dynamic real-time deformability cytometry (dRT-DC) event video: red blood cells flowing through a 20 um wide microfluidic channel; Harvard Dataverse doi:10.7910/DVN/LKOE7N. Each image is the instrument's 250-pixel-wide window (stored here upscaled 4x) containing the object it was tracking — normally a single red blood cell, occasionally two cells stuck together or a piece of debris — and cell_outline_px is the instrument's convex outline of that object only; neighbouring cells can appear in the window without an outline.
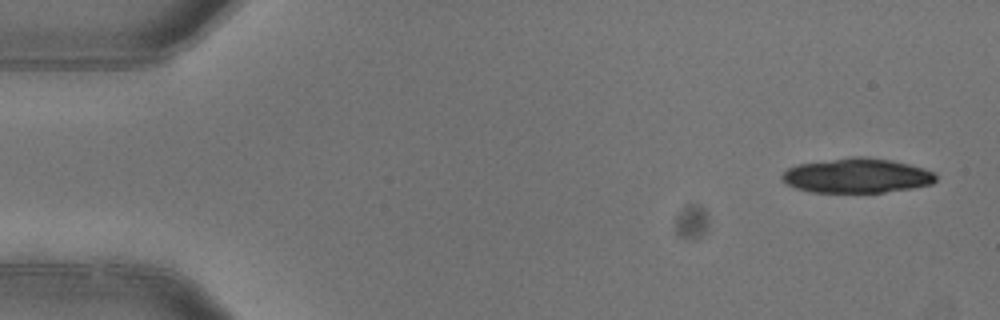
{"species": "common noctule bat (a hibernating species)", "species_latin": "Nyctalus noctula", "temperature_condition": "warm", "stored_images_in_passage": 6, "camera_frame_rate_fps": 3000, "um_per_image_px": 0.085, "animal": {"sex": "female"}, "frame": {"image": 1, "passage_image": 1, "time_ms": 0.0, "image_size_px": [1000, 320], "cell_outline_px": [[936, 180], [932, 184], [912, 188], [884, 192], [812, 192], [796, 188], [780, 180], [780, 176], [788, 168], [796, 164], [852, 156], [864, 156], [892, 160], [924, 168], [936, 172]], "centroid_in_image_um": [72.83, 14.92], "position_along_channel_um": 12.2, "area_um2": 31.27}}
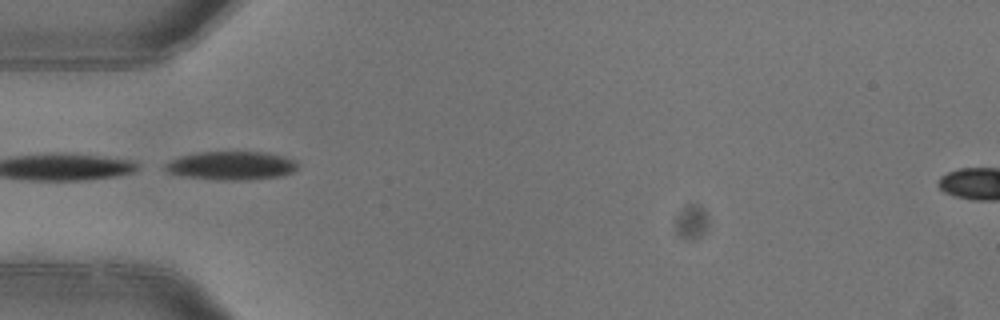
{"frame": {"image": 2, "passage_image": 4, "time_ms": 1.0, "image_size_px": [1000, 320], "cell_outline_px": [[300, 164], [292, 172], [280, 176], [236, 180], [220, 180], [184, 176], [168, 172], [164, 168], [164, 164], [180, 156], [196, 152], [268, 152], [284, 156], [296, 160]], "centroid_in_image_um": [19.68, 14.06], "position_along_channel_um": 65.3, "area_um2": 21.96}}